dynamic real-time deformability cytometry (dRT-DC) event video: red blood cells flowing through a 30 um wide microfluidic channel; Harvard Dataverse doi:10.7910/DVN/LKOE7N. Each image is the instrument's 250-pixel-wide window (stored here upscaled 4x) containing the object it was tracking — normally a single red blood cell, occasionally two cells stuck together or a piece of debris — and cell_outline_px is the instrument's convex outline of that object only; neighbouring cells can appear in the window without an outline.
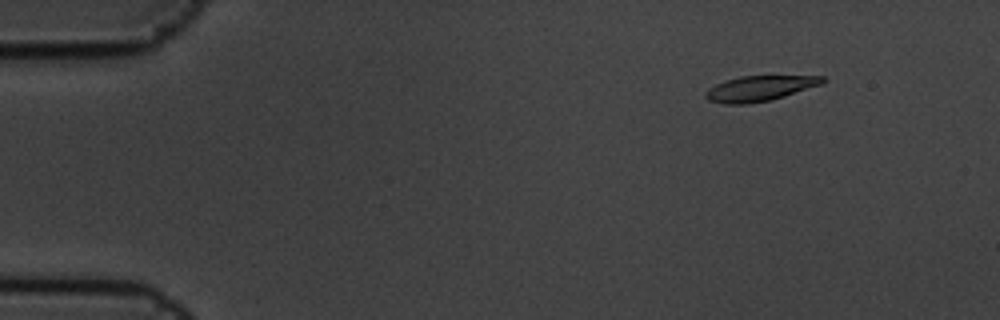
{"species": "common noctule bat (a hibernating species)", "species_latin": "Nyctalus noctula", "temperature_condition": "cold", "stored_images_in_passage": 15, "camera_frame_rate_fps": 3000, "um_per_image_px": 0.085, "animal": {"sex": "male", "body_mass_g": 19.5, "forearm_length_mm": 54.6}, "frame": {"image": 1, "passage_image": 2, "time_ms": 0.333, "image_size_px": [1000, 320], "cell_outline_px": [[828, 80], [820, 84], [772, 100], [748, 104], [724, 104], [708, 100], [704, 96], [704, 92], [708, 88], [716, 84], [740, 76], [824, 76]], "centroid_in_image_um": [64.53, 7.52], "position_along_channel_um": 20.5, "area_um2": 17.17}}
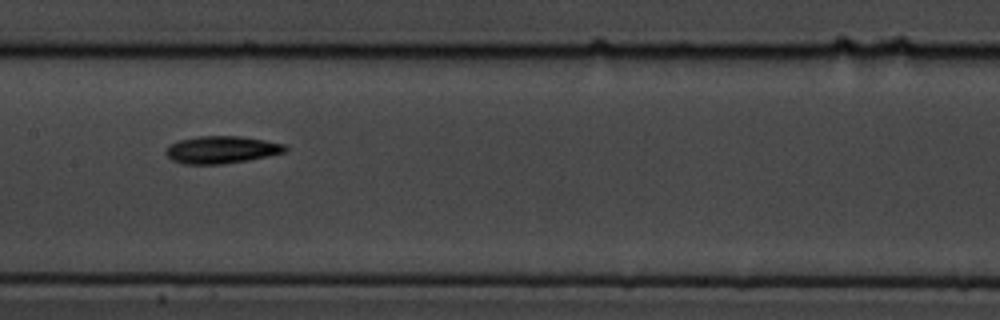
{"frame": {"image": 2, "passage_image": 8, "time_ms": 2.333, "image_size_px": [1000, 320], "cell_outline_px": [[288, 148], [284, 152], [268, 156], [248, 160], [224, 164], [184, 164], [172, 160], [164, 152], [172, 144], [180, 140], [196, 136], [240, 136], [264, 140], [284, 144]], "centroid_in_image_um": [18.83, 12.73], "position_along_channel_um": 188.6, "area_um2": 18.9}}
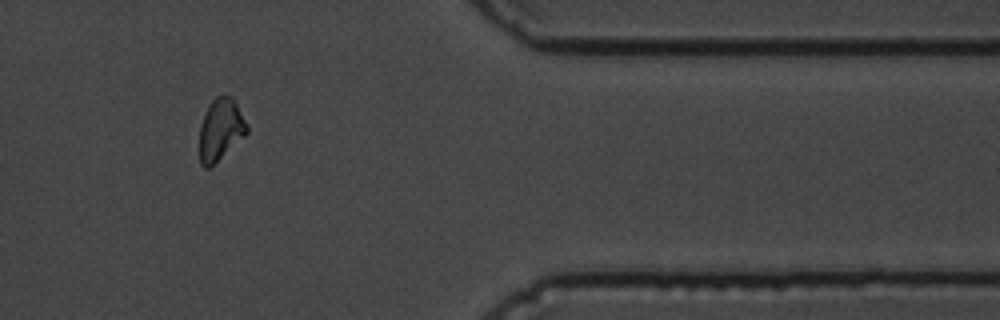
{"frame": {"image": 3, "passage_image": 13, "time_ms": 4.0, "image_size_px": [1000, 320], "cell_outline_px": [[248, 132], [244, 136], [208, 168], [204, 168], [200, 164], [200, 124], [212, 100], [216, 96], [232, 96], [248, 124]], "centroid_in_image_um": [18.75, 11.0], "position_along_channel_um": 392.6, "area_um2": 16.7}}